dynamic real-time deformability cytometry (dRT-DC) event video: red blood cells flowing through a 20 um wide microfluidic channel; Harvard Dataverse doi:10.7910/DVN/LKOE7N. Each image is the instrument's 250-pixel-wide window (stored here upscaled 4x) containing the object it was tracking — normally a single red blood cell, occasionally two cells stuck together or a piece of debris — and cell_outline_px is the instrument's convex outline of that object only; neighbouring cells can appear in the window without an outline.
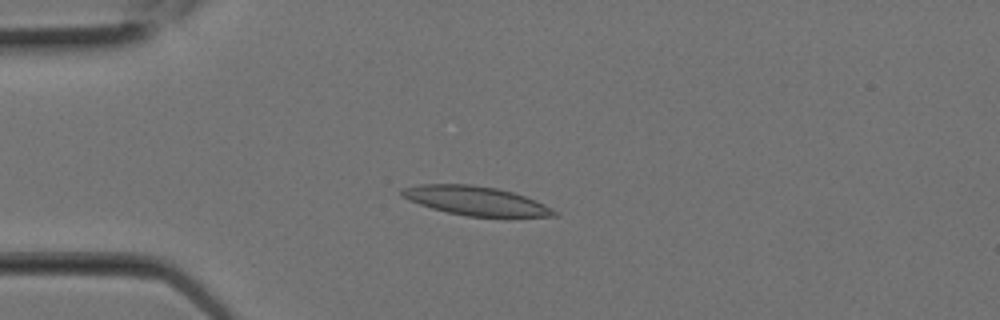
{"species": "Egyptian fruit bat (a non-hibernating species)", "species_latin": "Rousettus aegyptiacus", "temperature_condition": "room temperature", "stored_images_in_passage": 2, "camera_frame_rate_fps": 3000, "um_per_image_px": 0.085, "animal": {"sex": "female"}, "frame": {"image": 1, "passage_image": 2, "time_ms": 0.333, "image_size_px": [1000, 320], "cell_outline_px": [[560, 216], [468, 216], [448, 212], [432, 208], [408, 200], [400, 196], [400, 188], [420, 184], [472, 184], [496, 188], [512, 192], [524, 196], [544, 204], [560, 212]], "centroid_in_image_um": [40.41, 17.05], "position_along_channel_um": 44.6, "area_um2": 25.61}}